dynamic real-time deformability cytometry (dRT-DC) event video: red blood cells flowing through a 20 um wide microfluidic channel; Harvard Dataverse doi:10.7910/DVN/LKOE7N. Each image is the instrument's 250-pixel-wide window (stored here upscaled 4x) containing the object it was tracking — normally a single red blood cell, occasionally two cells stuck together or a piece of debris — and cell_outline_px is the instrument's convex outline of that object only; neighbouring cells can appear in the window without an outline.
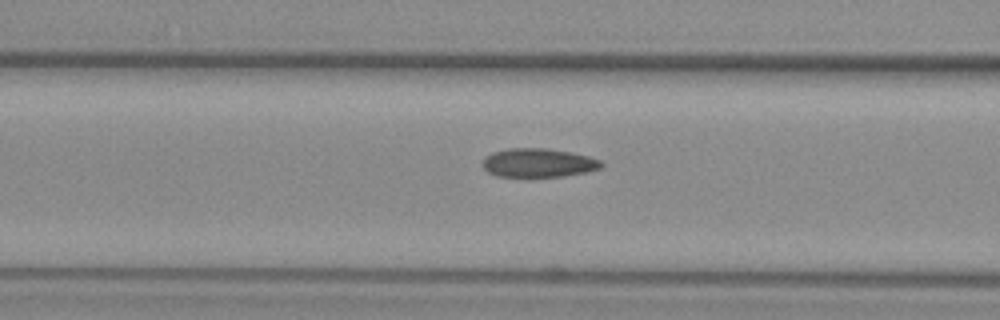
{"species": "common noctule bat (a hibernating species)", "species_latin": "Nyctalus noctula", "temperature_condition": "warm", "stored_images_in_passage": 15, "camera_frame_rate_fps": 3000, "um_per_image_px": 0.085, "animal": {"sex": "female", "body_mass_g": 29.2, "forearm_length_mm": 56.3}, "frame": {"image": 1, "passage_image": 8, "time_ms": 2.333, "image_size_px": [1000, 320], "cell_outline_px": [[604, 164], [600, 168], [588, 172], [564, 176], [496, 176], [488, 172], [484, 168], [484, 156], [492, 152], [508, 148], [544, 148], [572, 152], [588, 156], [600, 160]], "centroid_in_image_um": [45.77, 13.83], "position_along_channel_um": 120.8, "area_um2": 19.88}}
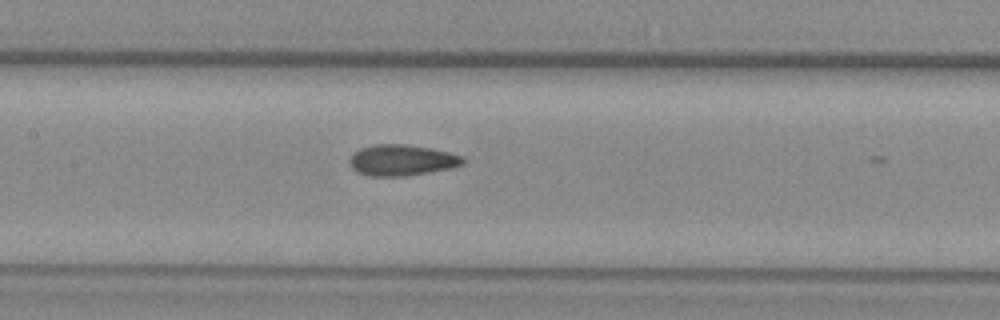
{"frame": {"image": 2, "passage_image": 12, "time_ms": 3.667, "image_size_px": [1000, 320], "cell_outline_px": [[464, 164], [452, 168], [404, 176], [368, 176], [356, 172], [352, 168], [348, 160], [360, 148], [376, 144], [408, 144], [448, 152], [464, 156]], "centroid_in_image_um": [34.15, 13.62], "position_along_channel_um": 173.2, "area_um2": 20.46}}